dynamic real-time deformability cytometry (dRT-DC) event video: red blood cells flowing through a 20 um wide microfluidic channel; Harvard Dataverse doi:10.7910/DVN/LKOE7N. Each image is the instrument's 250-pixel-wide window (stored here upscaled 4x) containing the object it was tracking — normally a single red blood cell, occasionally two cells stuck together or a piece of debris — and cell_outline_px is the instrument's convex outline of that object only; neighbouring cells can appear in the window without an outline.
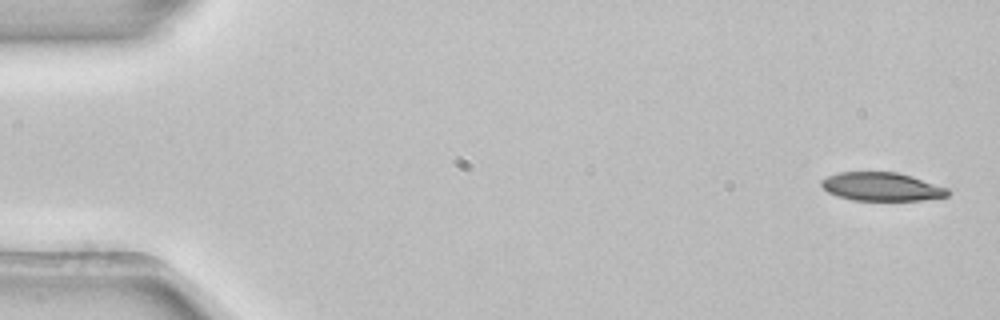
{"species": "common noctule bat (a hibernating species)", "species_latin": "Nyctalus noctula", "temperature_condition": "room temperature", "stored_images_in_passage": 4, "camera_frame_rate_fps": 3000, "um_per_image_px": 0.085, "animal": {"sex": "female", "body_mass_g": 22.7, "forearm_length_mm": 54.2}, "frame": {"image": 1, "passage_image": 1, "time_ms": 0.0, "image_size_px": [1000, 320], "cell_outline_px": [[952, 192], [948, 196], [920, 200], [852, 200], [836, 196], [828, 192], [820, 184], [820, 180], [828, 176], [840, 172], [896, 172], [912, 176], [948, 188]], "centroid_in_image_um": [74.94, 15.87], "position_along_channel_um": 10.1, "area_um2": 20.98}}
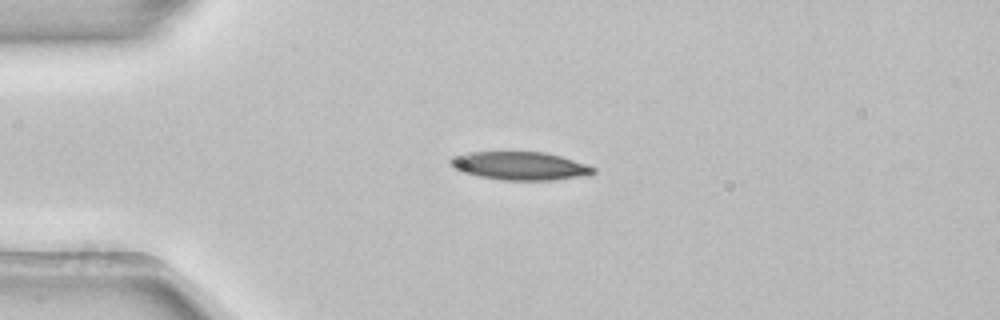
{"frame": {"image": 2, "passage_image": 3, "time_ms": 0.667, "image_size_px": [1000, 320], "cell_outline_px": [[596, 172], [588, 176], [552, 180], [500, 180], [460, 172], [452, 168], [448, 164], [448, 160], [452, 156], [468, 152], [544, 152], [560, 156], [596, 168]], "centroid_in_image_um": [44.14, 14.1], "position_along_channel_um": 40.9, "area_um2": 23.7}}